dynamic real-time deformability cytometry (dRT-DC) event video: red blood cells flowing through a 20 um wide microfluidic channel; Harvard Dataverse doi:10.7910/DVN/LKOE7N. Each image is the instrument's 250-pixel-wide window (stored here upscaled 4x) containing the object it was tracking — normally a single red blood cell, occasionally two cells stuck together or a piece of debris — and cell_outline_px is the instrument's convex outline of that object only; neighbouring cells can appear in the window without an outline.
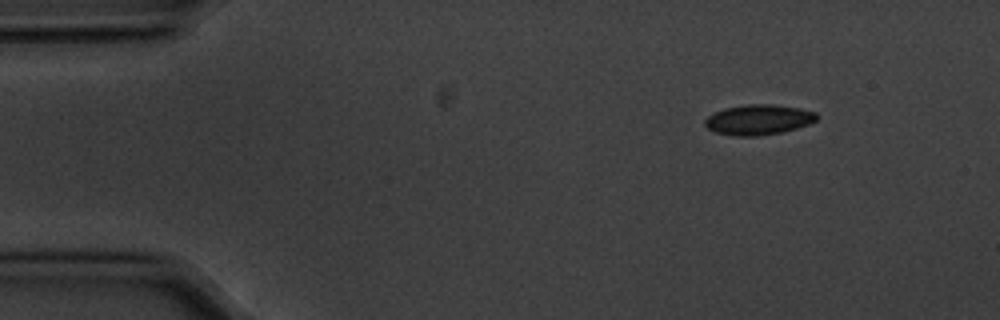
{"species": "common noctule bat (a hibernating species)", "species_latin": "Nyctalus noctula", "temperature_condition": "cold", "stored_images_in_passage": 50, "camera_frame_rate_fps": 3000, "um_per_image_px": 0.085, "animal": {"sex": "male", "body_mass_g": 20.1, "forearm_length_mm": 53.5}, "frame": {"image": 1, "passage_image": 1, "time_ms": 0.0, "image_size_px": [1000, 320], "cell_outline_px": [[820, 116], [816, 120], [808, 124], [784, 132], [756, 136], [736, 136], [716, 132], [708, 128], [704, 124], [704, 120], [708, 116], [724, 108], [748, 104], [772, 104], [800, 108], [816, 112]], "centroid_in_image_um": [64.5, 10.17], "position_along_channel_um": 20.5, "area_um2": 19.71}}
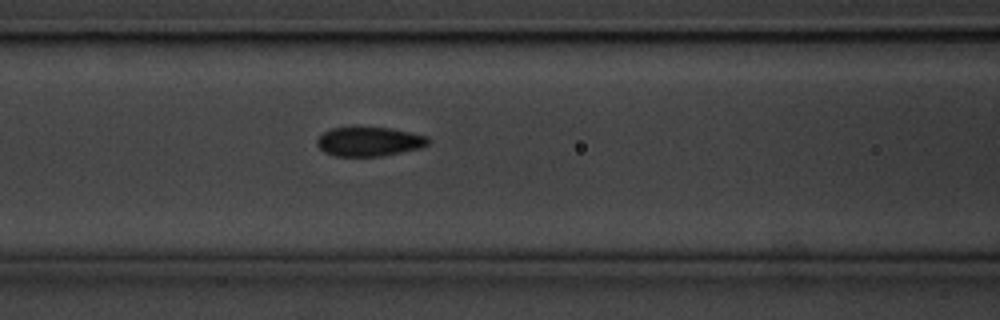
{"frame": {"image": 2, "passage_image": 17, "time_ms": 5.333, "image_size_px": [1000, 320], "cell_outline_px": [[432, 140], [428, 144], [420, 148], [380, 156], [336, 156], [324, 152], [316, 144], [316, 140], [324, 132], [332, 128], [352, 124], [356, 124], [392, 128], [428, 136]], "centroid_in_image_um": [31.36, 11.98], "position_along_channel_um": 135.2, "area_um2": 19.71}}
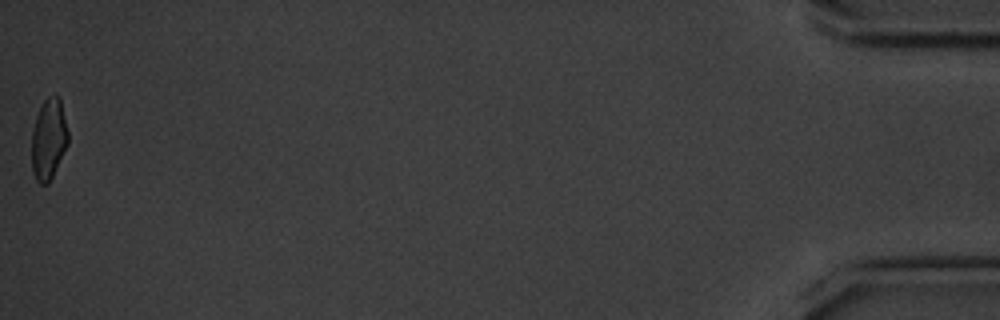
{"frame": {"image": 3, "passage_image": 50, "time_ms": 16.333, "image_size_px": [1000, 320], "cell_outline_px": [[68, 144], [48, 184], [40, 184], [36, 180], [32, 172], [32, 128], [36, 116], [44, 100], [48, 96], [60, 96], [68, 132]], "centroid_in_image_um": [4.13, 11.82], "position_along_channel_um": 431.1, "area_um2": 17.17}, "authors_computed_cell_mechanics": {"area_um2": 18.9584, "velocity_mm_per_s": 3.5759, "shape_relaxation_time_tau1_ms": 2.8508, "shape_relaxation_time_tau2_ms": 2.7703, "deformation_change_tau1": 0.0909, "deformation_change_tau2": 0.0673}}